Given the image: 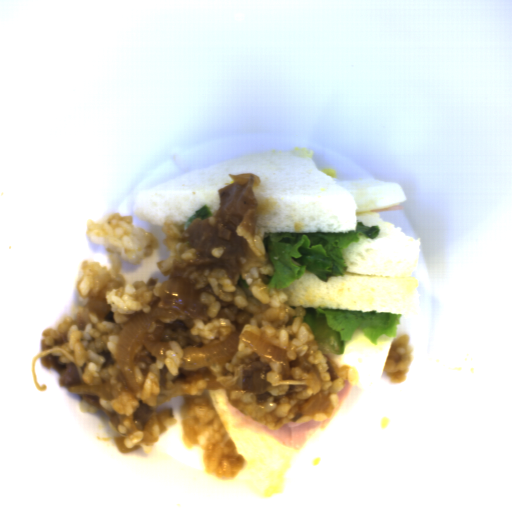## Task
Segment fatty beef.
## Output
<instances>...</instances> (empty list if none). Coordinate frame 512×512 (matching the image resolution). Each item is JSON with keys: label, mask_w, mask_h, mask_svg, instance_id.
Instances as JSON below:
<instances>
[{"label": "fatty beef", "mask_w": 512, "mask_h": 512, "mask_svg": "<svg viewBox=\"0 0 512 512\" xmlns=\"http://www.w3.org/2000/svg\"><path fill=\"white\" fill-rule=\"evenodd\" d=\"M80 397H81V400L86 401L87 403L97 407L101 412H103L106 415V417L111 425H113L114 427H118L119 420H118L117 416L115 415L114 412L108 411L106 408H104L101 405L98 396H94V395L90 394V395H80Z\"/></svg>", "instance_id": "7"}, {"label": "fatty beef", "mask_w": 512, "mask_h": 512, "mask_svg": "<svg viewBox=\"0 0 512 512\" xmlns=\"http://www.w3.org/2000/svg\"><path fill=\"white\" fill-rule=\"evenodd\" d=\"M154 322L156 323V328L153 335L156 341L167 343L178 341L183 349L185 346L198 347L219 342L214 339H208L206 337H196L192 333V329L195 325L194 318L187 317L184 320L178 319L170 324H166L159 319H156Z\"/></svg>", "instance_id": "3"}, {"label": "fatty beef", "mask_w": 512, "mask_h": 512, "mask_svg": "<svg viewBox=\"0 0 512 512\" xmlns=\"http://www.w3.org/2000/svg\"><path fill=\"white\" fill-rule=\"evenodd\" d=\"M153 412V409L148 404H145L142 401L139 402V407L136 409L133 415V425L139 430L143 431Z\"/></svg>", "instance_id": "6"}, {"label": "fatty beef", "mask_w": 512, "mask_h": 512, "mask_svg": "<svg viewBox=\"0 0 512 512\" xmlns=\"http://www.w3.org/2000/svg\"><path fill=\"white\" fill-rule=\"evenodd\" d=\"M40 363L45 368L56 369L59 371V384L62 387H71L72 385H82L76 370L75 363H62L59 356L53 354L44 355L40 358Z\"/></svg>", "instance_id": "4"}, {"label": "fatty beef", "mask_w": 512, "mask_h": 512, "mask_svg": "<svg viewBox=\"0 0 512 512\" xmlns=\"http://www.w3.org/2000/svg\"><path fill=\"white\" fill-rule=\"evenodd\" d=\"M232 183L218 190L219 209L206 219H194L180 238L196 249L199 257L177 260L170 275L182 278L189 273L224 269L236 284L246 271L262 267L265 258L255 243L258 202L254 194L261 180L257 174H231ZM223 246L221 258H213L212 248Z\"/></svg>", "instance_id": "1"}, {"label": "fatty beef", "mask_w": 512, "mask_h": 512, "mask_svg": "<svg viewBox=\"0 0 512 512\" xmlns=\"http://www.w3.org/2000/svg\"><path fill=\"white\" fill-rule=\"evenodd\" d=\"M242 390L252 393L258 403H264L270 396L266 374L271 372V366L263 362L262 357L255 352L244 356Z\"/></svg>", "instance_id": "2"}, {"label": "fatty beef", "mask_w": 512, "mask_h": 512, "mask_svg": "<svg viewBox=\"0 0 512 512\" xmlns=\"http://www.w3.org/2000/svg\"><path fill=\"white\" fill-rule=\"evenodd\" d=\"M53 347H50L48 345L45 344L44 342V337L41 339V344H40V350H39V353H43V352H47L49 351L50 349H52Z\"/></svg>", "instance_id": "9"}, {"label": "fatty beef", "mask_w": 512, "mask_h": 512, "mask_svg": "<svg viewBox=\"0 0 512 512\" xmlns=\"http://www.w3.org/2000/svg\"><path fill=\"white\" fill-rule=\"evenodd\" d=\"M208 378L207 388L208 390H219L223 388V384L217 379L216 375L212 374L211 367L201 366L193 369L180 368V374L174 378L173 383L176 382H191L194 380Z\"/></svg>", "instance_id": "5"}, {"label": "fatty beef", "mask_w": 512, "mask_h": 512, "mask_svg": "<svg viewBox=\"0 0 512 512\" xmlns=\"http://www.w3.org/2000/svg\"><path fill=\"white\" fill-rule=\"evenodd\" d=\"M326 364L328 366V371L330 373L331 382H334L335 380H337L339 378V375L330 361H328V363H326Z\"/></svg>", "instance_id": "8"}]
</instances>
